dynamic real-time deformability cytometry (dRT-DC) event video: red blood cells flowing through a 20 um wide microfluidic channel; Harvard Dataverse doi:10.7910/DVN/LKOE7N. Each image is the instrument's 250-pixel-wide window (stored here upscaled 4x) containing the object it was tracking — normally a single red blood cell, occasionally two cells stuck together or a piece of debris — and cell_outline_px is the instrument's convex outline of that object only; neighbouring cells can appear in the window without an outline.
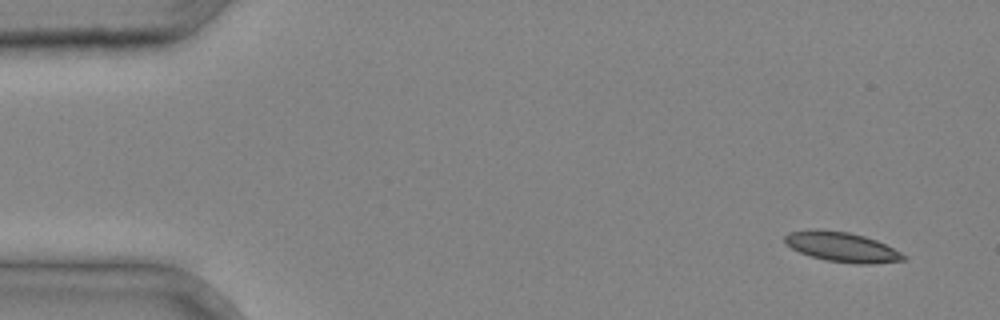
{"species": "common noctule bat (a hibernating species)", "species_latin": "Nyctalus noctula", "temperature_condition": "cold", "stored_images_in_passage": 4, "camera_frame_rate_fps": 3000, "um_per_image_px": 0.085, "animal": {"sex": "male", "body_mass_g": 20.4}, "frame": {"image": 1, "passage_image": 1, "time_ms": 0.0, "image_size_px": [1000, 320], "cell_outline_px": [[908, 256], [904, 260], [872, 264], [856, 264], [824, 260], [800, 252], [792, 248], [784, 240], [784, 236], [788, 232], [808, 228], [816, 228], [848, 232], [864, 236], [876, 240]], "centroid_in_image_um": [71.54, 20.98], "position_along_channel_um": 13.5, "area_um2": 20.69}}
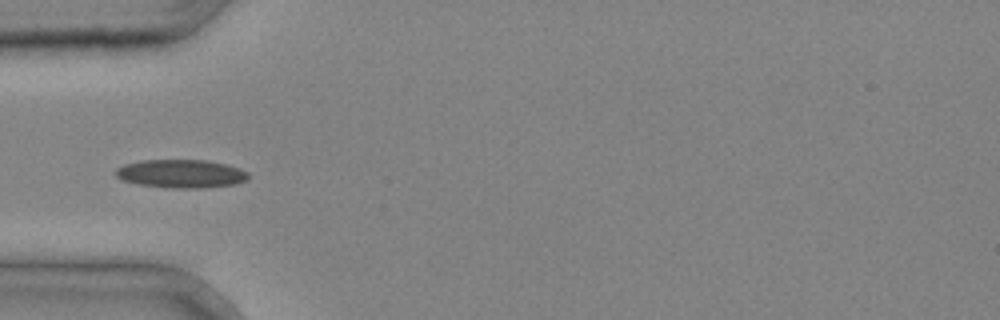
{"frame": {"image": 2, "passage_image": 4, "time_ms": 1.0, "image_size_px": [1000, 320], "cell_outline_px": [[248, 180], [236, 184], [204, 188], [176, 188], [140, 184], [120, 180], [116, 176], [116, 168], [124, 164], [140, 160], [208, 160], [240, 168], [248, 172]], "centroid_in_image_um": [15.4, 14.76], "position_along_channel_um": 69.6, "area_um2": 21.96}}